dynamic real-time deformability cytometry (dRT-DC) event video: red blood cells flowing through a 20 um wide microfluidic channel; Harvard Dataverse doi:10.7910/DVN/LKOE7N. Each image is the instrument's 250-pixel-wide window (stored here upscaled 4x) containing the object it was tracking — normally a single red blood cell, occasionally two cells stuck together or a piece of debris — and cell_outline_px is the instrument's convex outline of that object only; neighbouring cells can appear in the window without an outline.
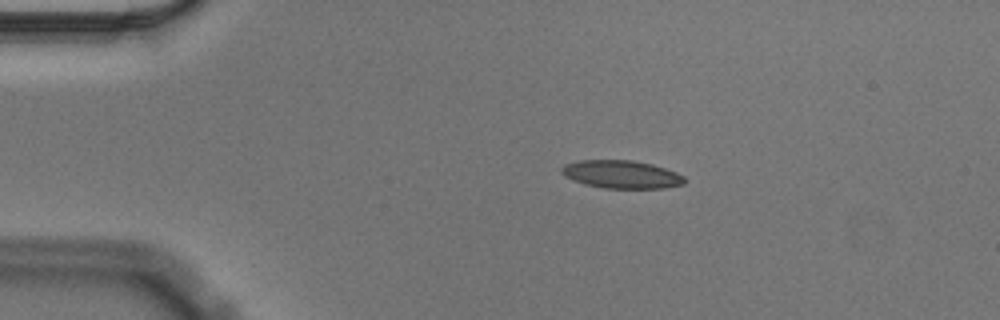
{"species": "Egyptian fruit bat (a non-hibernating species)", "species_latin": "Rousettus aegyptiacus", "temperature_condition": "cold", "stored_images_in_passage": 46, "camera_frame_rate_fps": 3000, "um_per_image_px": 0.085, "animal": {"sex": "male"}, "frame": {"image": 1, "passage_image": 1, "time_ms": 0.0, "image_size_px": [1000, 320], "cell_outline_px": [[684, 184], [664, 188], [604, 188], [584, 184], [572, 180], [564, 176], [560, 172], [560, 168], [564, 164], [580, 160], [632, 160], [652, 164], [676, 172], [684, 176]], "centroid_in_image_um": [52.78, 14.82], "position_along_channel_um": 32.2, "area_um2": 20.11}}
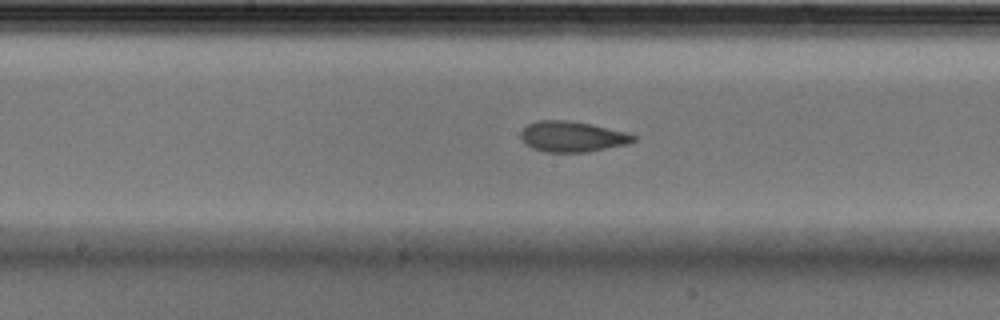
{"frame": {"image": 2, "passage_image": 19, "time_ms": 6.0, "image_size_px": [1000, 320], "cell_outline_px": [[636, 140], [628, 144], [588, 152], [544, 152], [532, 148], [524, 144], [520, 136], [520, 132], [528, 124], [536, 120], [568, 120], [588, 124], [624, 132], [636, 136]], "centroid_in_image_um": [48.59, 11.62], "position_along_channel_um": 199.6, "area_um2": 20.06}}
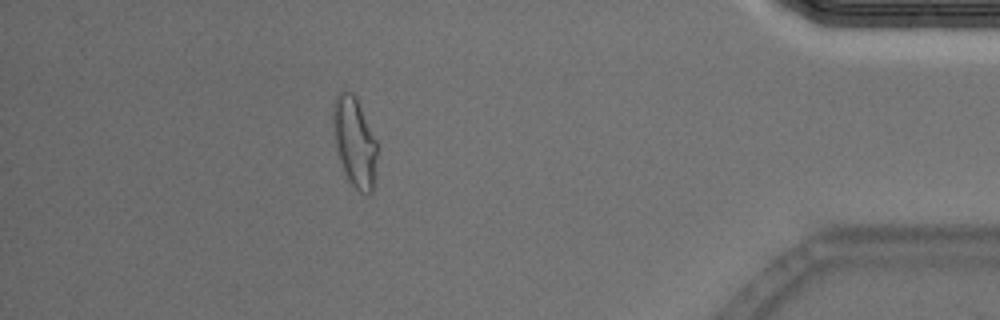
{"frame": {"image": 3, "passage_image": 40, "time_ms": 13.0, "image_size_px": [1000, 320], "cell_outline_px": [[376, 176], [372, 192], [368, 196], [360, 192], [348, 180], [336, 148], [332, 124], [332, 104], [336, 96], [340, 92], [352, 92], [356, 96], [376, 140]], "centroid_in_image_um": [30.14, 12.07], "position_along_channel_um": 405.1, "area_um2": 23.06}, "authors_computed_cell_mechanics": {"area_um2": 20.3456, "velocity_mm_per_s": 3.5619, "shape_relaxation_time_tau1_ms": 9.2707, "shape_relaxation_time_tau2_ms": 1.982, "deformation_change_tau1": 0.1956, "deformation_change_tau2": 0.081}}